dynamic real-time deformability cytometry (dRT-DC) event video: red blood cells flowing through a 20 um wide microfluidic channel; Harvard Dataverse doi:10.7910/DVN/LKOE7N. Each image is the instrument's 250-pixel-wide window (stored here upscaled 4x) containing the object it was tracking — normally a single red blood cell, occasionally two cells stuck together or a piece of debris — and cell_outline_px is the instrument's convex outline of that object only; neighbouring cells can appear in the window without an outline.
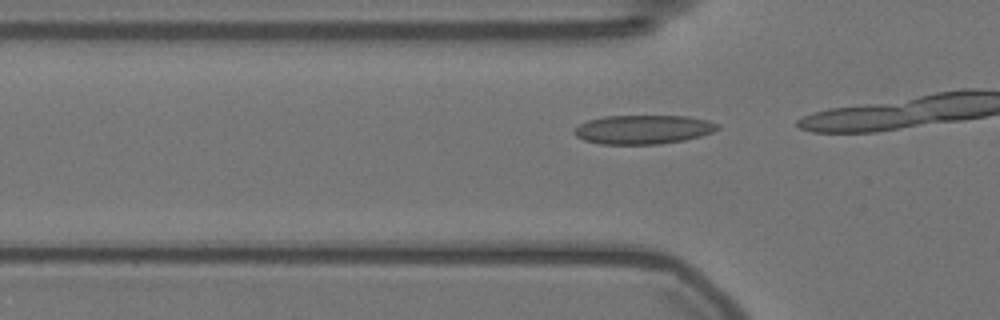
{"species": "Egyptian fruit bat (a non-hibernating species)", "species_latin": "Rousettus aegyptiacus", "temperature_condition": "warm", "stored_images_in_passage": 5, "camera_frame_rate_fps": 3000, "um_per_image_px": 0.085, "animal": {"sex": "female"}, "frame": {"image": 1, "passage_image": 3, "time_ms": 0.667, "image_size_px": [1000, 320], "cell_outline_px": [[720, 128], [712, 132], [700, 136], [684, 140], [660, 144], [600, 144], [584, 140], [576, 136], [572, 132], [580, 124], [588, 120], [604, 116], [688, 116], [708, 120], [720, 124]], "centroid_in_image_um": [54.69, 11.0], "position_along_channel_um": 71.1, "area_um2": 24.28}}